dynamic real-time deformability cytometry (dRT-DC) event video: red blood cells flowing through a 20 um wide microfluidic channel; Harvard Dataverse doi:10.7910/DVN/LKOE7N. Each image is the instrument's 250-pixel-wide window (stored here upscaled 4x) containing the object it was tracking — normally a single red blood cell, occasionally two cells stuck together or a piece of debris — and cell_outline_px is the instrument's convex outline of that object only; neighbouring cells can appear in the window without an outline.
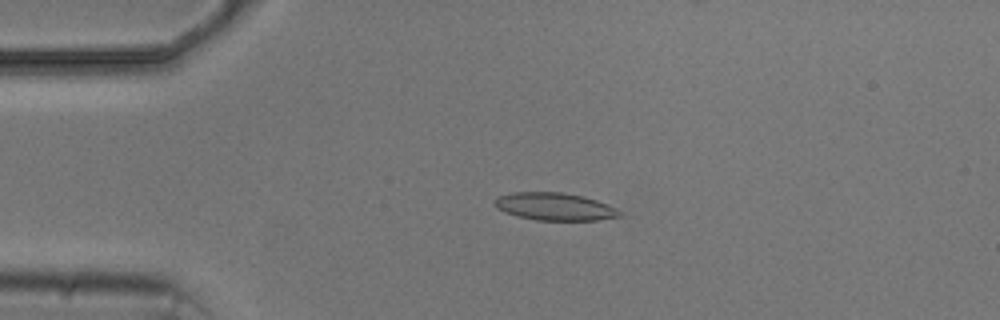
{"species": "common noctule bat (a hibernating species)", "species_latin": "Nyctalus noctula", "temperature_condition": "cold", "stored_images_in_passage": 3, "camera_frame_rate_fps": 3000, "um_per_image_px": 0.085, "animal": {"sex": "male", "body_mass_g": 20.5, "forearm_length_mm": 52.5}, "frame": {"image": 1, "passage_image": 2, "time_ms": 2.0, "image_size_px": [1000, 320], "cell_outline_px": [[620, 216], [600, 220], [536, 220], [504, 212], [496, 208], [492, 204], [496, 196], [512, 192], [560, 192], [584, 196], [608, 204], [616, 208], [620, 212]], "centroid_in_image_um": [47.11, 17.55], "position_along_channel_um": 37.9, "area_um2": 20.17}}